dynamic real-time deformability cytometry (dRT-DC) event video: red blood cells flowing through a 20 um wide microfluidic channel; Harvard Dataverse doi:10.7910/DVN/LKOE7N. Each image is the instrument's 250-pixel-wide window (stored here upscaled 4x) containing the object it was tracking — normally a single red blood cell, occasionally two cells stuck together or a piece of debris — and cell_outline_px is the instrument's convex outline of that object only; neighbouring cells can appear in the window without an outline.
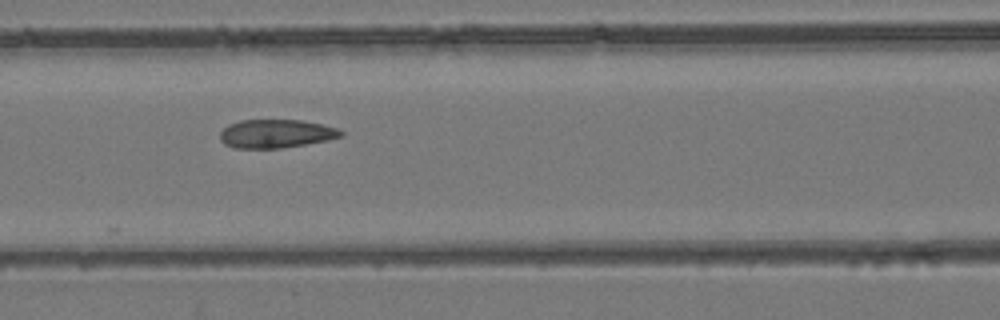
{"species": "common noctule bat (a hibernating species)", "species_latin": "Nyctalus noctula", "temperature_condition": "room temperature", "stored_images_in_passage": 5, "camera_frame_rate_fps": 3000, "um_per_image_px": 0.085, "animal": {"sex": "female", "body_mass_g": 24.6, "forearm_length_mm": 56.2}, "frame": {"image": 1, "passage_image": 4, "time_ms": 3.333, "image_size_px": [1000, 320], "cell_outline_px": [[344, 136], [328, 140], [280, 148], [236, 148], [224, 144], [220, 140], [220, 132], [228, 124], [240, 120], [304, 120], [324, 124], [336, 128], [344, 132]], "centroid_in_image_um": [23.47, 11.35], "position_along_channel_um": 143.1, "area_um2": 20.17}}
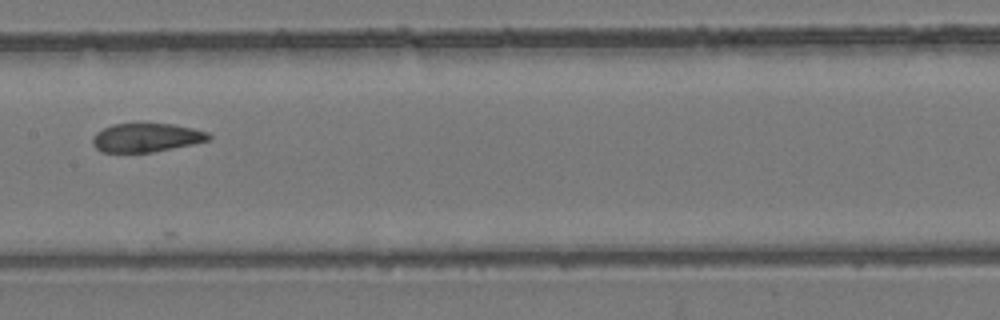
{"frame": {"image": 2, "passage_image": 5, "time_ms": 4.667, "image_size_px": [1000, 320], "cell_outline_px": [[212, 136], [208, 140], [192, 144], [152, 152], [100, 152], [92, 144], [92, 140], [96, 132], [112, 124], [172, 124], [192, 128], [208, 132]], "centroid_in_image_um": [12.42, 11.7], "position_along_channel_um": 195.0, "area_um2": 19.25}}